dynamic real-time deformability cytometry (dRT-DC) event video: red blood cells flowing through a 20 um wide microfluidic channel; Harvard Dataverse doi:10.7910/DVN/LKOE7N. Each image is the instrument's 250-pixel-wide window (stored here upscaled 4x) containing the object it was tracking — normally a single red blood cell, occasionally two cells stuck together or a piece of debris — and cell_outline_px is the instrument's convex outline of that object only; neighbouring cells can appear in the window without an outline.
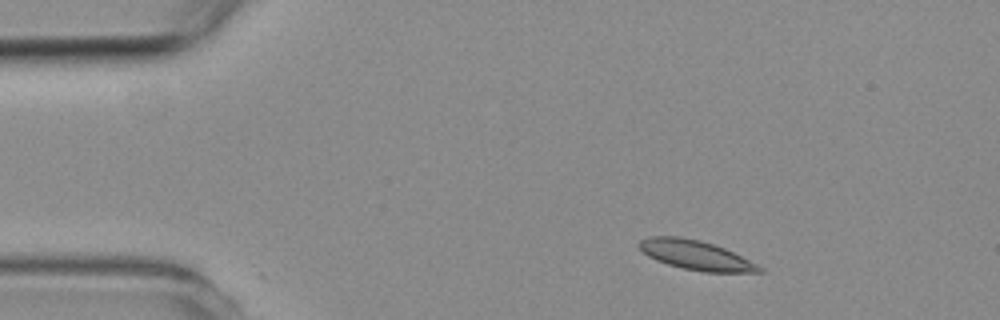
{"species": "common noctule bat (a hibernating species)", "species_latin": "Nyctalus noctula", "temperature_condition": "room temperature", "stored_images_in_passage": 4, "camera_frame_rate_fps": 3000, "um_per_image_px": 0.085, "animal": {"sex": "female", "body_mass_g": 19.3, "forearm_length_mm": 54.1}, "frame": {"image": 1, "passage_image": 2, "time_ms": 1.0, "image_size_px": [1000, 320], "cell_outline_px": [[764, 272], [704, 272], [684, 268], [668, 264], [656, 260], [648, 256], [636, 244], [640, 240], [648, 236], [680, 236], [700, 240], [724, 248], [764, 268]], "centroid_in_image_um": [59.1, 21.67], "position_along_channel_um": 25.9, "area_um2": 20.4}}
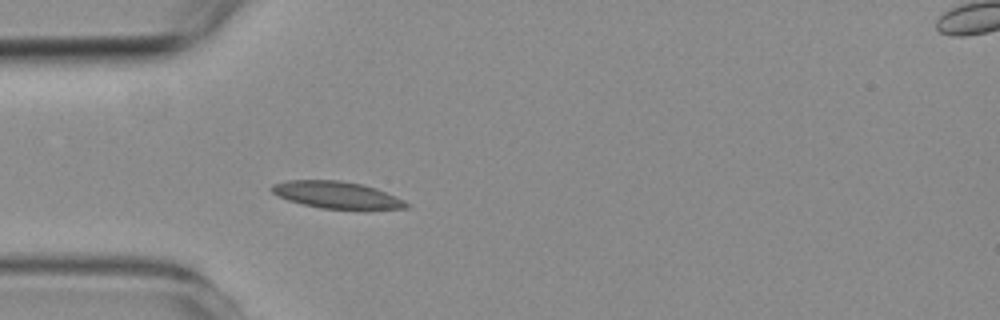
{"frame": {"image": 2, "passage_image": 4, "time_ms": 3.333, "image_size_px": [1000, 320], "cell_outline_px": [[408, 208], [320, 208], [288, 200], [272, 192], [268, 188], [272, 184], [288, 180], [340, 180], [360, 184], [376, 188], [404, 200], [408, 204]], "centroid_in_image_um": [28.55, 16.54], "position_along_channel_um": 56.4, "area_um2": 20.63}}